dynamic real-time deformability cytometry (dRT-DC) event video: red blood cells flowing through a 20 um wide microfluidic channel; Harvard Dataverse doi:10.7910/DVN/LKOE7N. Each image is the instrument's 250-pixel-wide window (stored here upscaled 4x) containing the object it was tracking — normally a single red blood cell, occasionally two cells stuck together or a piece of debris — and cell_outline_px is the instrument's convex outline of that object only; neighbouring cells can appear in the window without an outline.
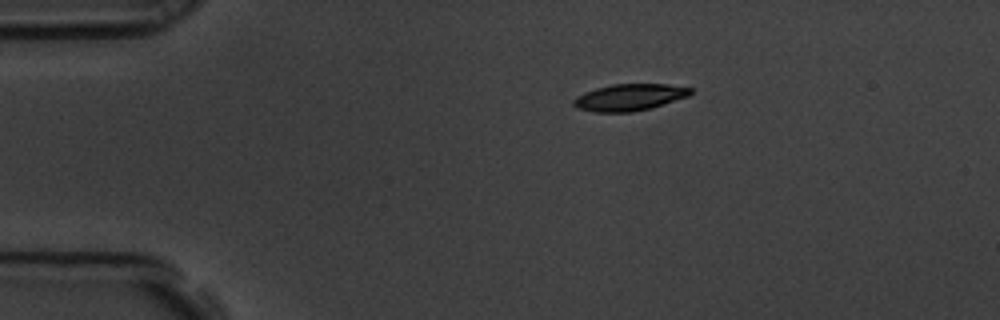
{"species": "common noctule bat (a hibernating species)", "species_latin": "Nyctalus noctula", "temperature_condition": "room temperature", "stored_images_in_passage": 4, "camera_frame_rate_fps": 3000, "um_per_image_px": 0.085, "animal": {"sex": "male", "body_mass_g": 19.5, "forearm_length_mm": 54.6}, "frame": {"image": 1, "passage_image": 1, "time_ms": 0.0, "image_size_px": [1000, 320], "cell_outline_px": [[692, 92], [688, 96], [652, 108], [632, 112], [596, 112], [576, 108], [572, 104], [572, 100], [576, 96], [584, 92], [596, 88], [612, 84], [668, 84], [692, 88]], "centroid_in_image_um": [53.47, 8.27], "position_along_channel_um": 31.5, "area_um2": 18.32}}
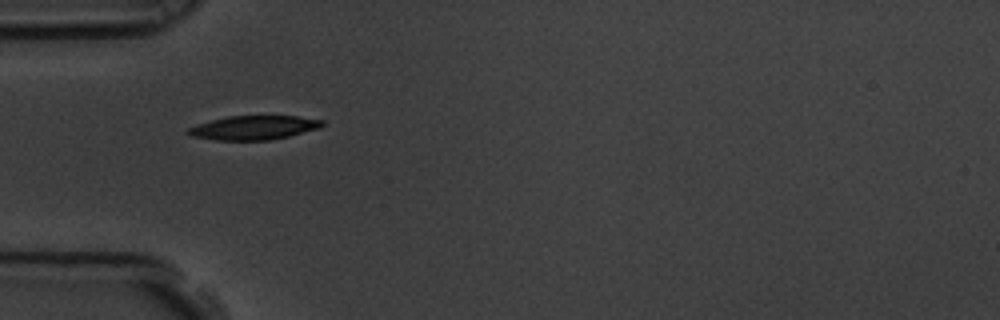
{"frame": {"image": 2, "passage_image": 3, "time_ms": 0.667, "image_size_px": [1000, 320], "cell_outline_px": [[324, 124], [320, 128], [288, 136], [268, 140], [216, 140], [192, 136], [184, 132], [188, 128], [212, 120], [228, 116], [296, 116], [324, 120]], "centroid_in_image_um": [21.58, 10.85], "position_along_channel_um": 63.4, "area_um2": 18.61}}
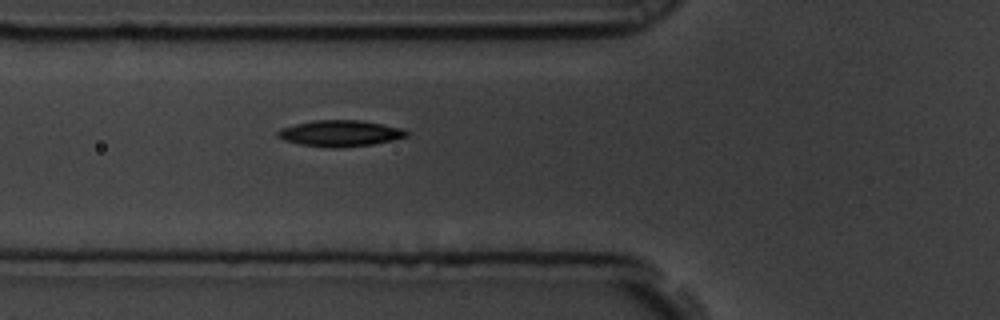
{"frame": {"image": 3, "passage_image": 4, "time_ms": 1.0, "image_size_px": [1000, 320], "cell_outline_px": [[408, 136], [392, 140], [372, 144], [340, 148], [332, 148], [300, 144], [284, 140], [276, 136], [276, 132], [280, 128], [312, 120], [360, 120], [404, 128], [408, 132]], "centroid_in_image_um": [28.9, 11.33], "position_along_channel_um": 96.9, "area_um2": 19.71}}